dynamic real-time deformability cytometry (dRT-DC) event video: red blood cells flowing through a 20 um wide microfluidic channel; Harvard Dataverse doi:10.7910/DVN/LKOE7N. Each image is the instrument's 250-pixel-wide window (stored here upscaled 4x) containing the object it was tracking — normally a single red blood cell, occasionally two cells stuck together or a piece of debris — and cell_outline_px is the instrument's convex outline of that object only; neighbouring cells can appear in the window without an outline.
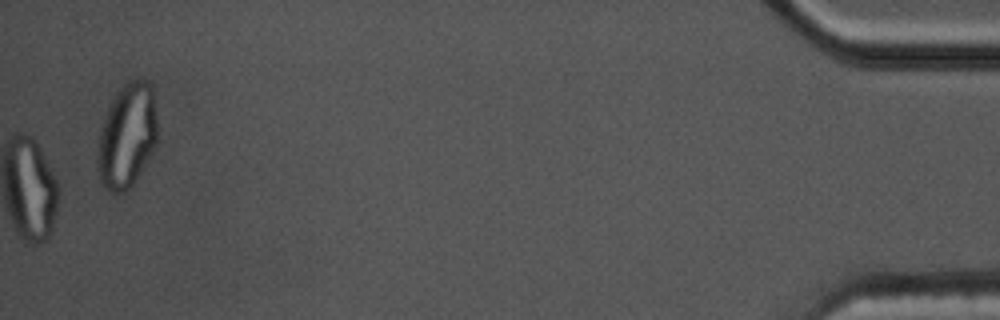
{"species": "common noctule bat (a hibernating species)", "species_latin": "Nyctalus noctula", "temperature_condition": "cold", "stored_images_in_passage": 58, "camera_frame_rate_fps": 3000, "um_per_image_px": 0.085, "animal": {"sex": "male", "body_mass_g": 17.5, "forearm_length_mm": 52.3}, "frame": {"image": 1, "passage_image": 58, "time_ms": 19.0, "image_size_px": [1000, 320], "cell_outline_px": [[156, 148], [132, 184], [124, 192], [112, 192], [100, 180], [100, 128], [108, 108], [112, 100], [120, 88], [128, 80], [148, 80], [152, 84], [156, 116]], "centroid_in_image_um": [10.85, 11.48], "position_along_channel_um": 424.3, "area_um2": 35.49}, "authors_computed_cell_mechanics": {"area_um2": 20.0566, "velocity_mm_per_s": 3.4916, "shape_relaxation_time_tau1_ms": null, "shape_relaxation_time_tau2_ms": 2.0715, "deformation_change_tau1": null, "deformation_change_tau2": 0.0831}}